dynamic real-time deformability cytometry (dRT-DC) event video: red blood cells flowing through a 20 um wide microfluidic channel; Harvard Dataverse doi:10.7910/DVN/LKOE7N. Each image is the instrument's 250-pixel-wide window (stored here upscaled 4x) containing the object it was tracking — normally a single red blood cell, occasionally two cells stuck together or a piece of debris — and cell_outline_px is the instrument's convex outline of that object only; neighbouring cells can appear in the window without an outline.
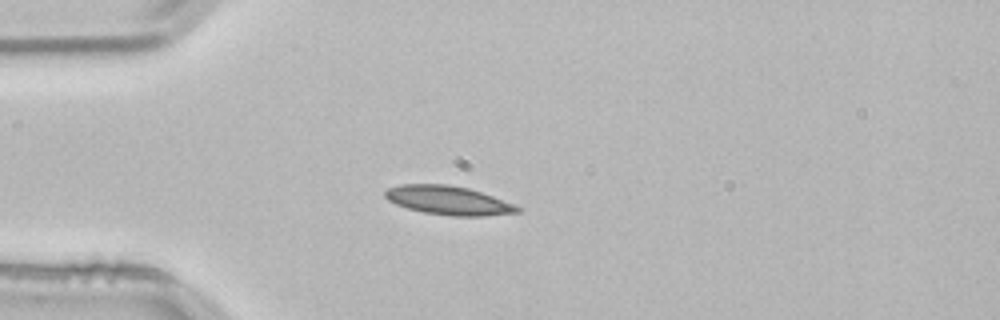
{"species": "common noctule bat (a hibernating species)", "species_latin": "Nyctalus noctula", "temperature_condition": "room temperature", "stored_images_in_passage": 33, "camera_frame_rate_fps": 3000, "um_per_image_px": 0.085, "animal": {"sex": "male", "body_mass_g": 21.5, "forearm_length_mm": 52.0}, "frame": {"image": 1, "passage_image": 1, "time_ms": 0.0, "image_size_px": [1000, 320], "cell_outline_px": [[524, 208], [520, 212], [484, 216], [452, 216], [424, 212], [408, 208], [396, 204], [388, 200], [384, 196], [384, 192], [388, 188], [400, 184], [448, 184], [468, 188], [492, 196]], "centroid_in_image_um": [38.12, 17.03], "position_along_channel_um": 46.9, "area_um2": 22.2}}
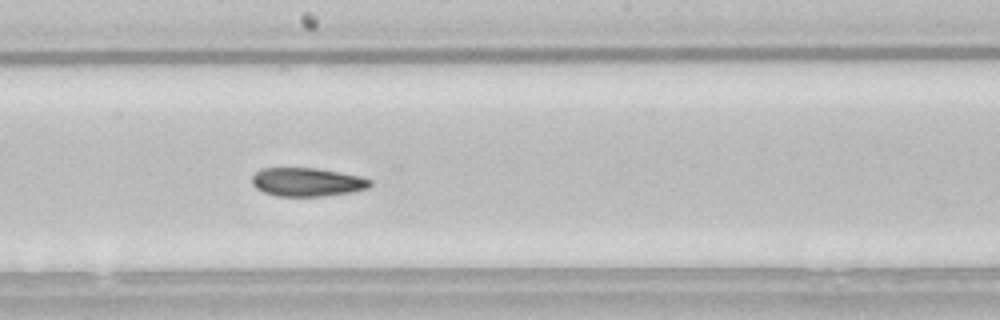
{"frame": {"image": 2, "passage_image": 16, "time_ms": 5.0, "image_size_px": [1000, 320], "cell_outline_px": [[372, 184], [368, 188], [352, 192], [324, 196], [276, 196], [264, 192], [256, 188], [252, 184], [252, 176], [260, 168], [316, 168], [360, 176], [372, 180]], "centroid_in_image_um": [26.1, 15.47], "position_along_channel_um": 222.1, "area_um2": 19.71}}
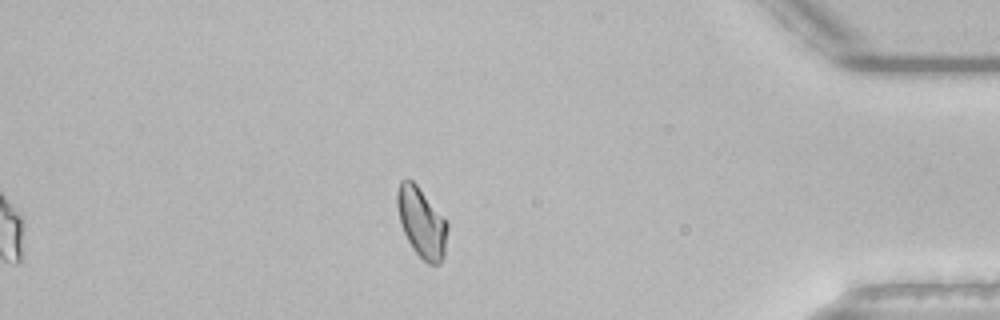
{"frame": {"image": 3, "passage_image": 33, "time_ms": 10.667, "image_size_px": [1000, 320], "cell_outline_px": [[448, 228], [444, 256], [440, 264], [428, 264], [412, 248], [404, 232], [400, 220], [396, 204], [396, 192], [400, 180], [412, 180], [416, 184], [448, 224]], "centroid_in_image_um": [35.82, 18.92], "position_along_channel_um": 399.4, "area_um2": 20.11}, "authors_computed_cell_mechanics": {"area_um2": 20.1722, "velocity_mm_per_s": 3.8165, "shape_relaxation_time_tau1_ms": 7.6183, "shape_relaxation_time_tau2_ms": 3.3036, "deformation_change_tau1": 0.1684, "deformation_change_tau2": 0.0835}}